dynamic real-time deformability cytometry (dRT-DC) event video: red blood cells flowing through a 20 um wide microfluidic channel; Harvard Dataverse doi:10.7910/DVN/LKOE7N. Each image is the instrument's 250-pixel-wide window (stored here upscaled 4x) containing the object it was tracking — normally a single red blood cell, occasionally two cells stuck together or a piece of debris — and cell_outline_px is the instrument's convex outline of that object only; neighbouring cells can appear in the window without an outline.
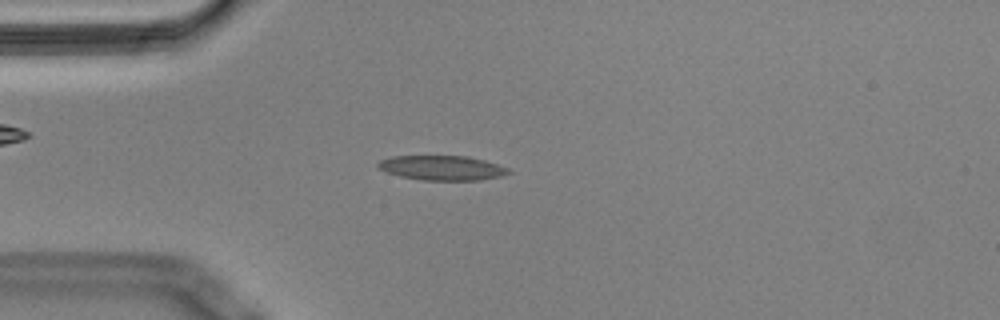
{"species": "Egyptian fruit bat (a non-hibernating species)", "species_latin": "Rousettus aegyptiacus", "temperature_condition": "cold", "stored_images_in_passage": 54, "camera_frame_rate_fps": 3000, "um_per_image_px": 0.085, "animal": {"sex": "male"}, "frame": {"image": 1, "passage_image": 13, "time_ms": 4.0, "image_size_px": [1000, 320], "cell_outline_px": [[512, 172], [500, 176], [480, 180], [420, 180], [400, 176], [376, 168], [376, 164], [380, 160], [392, 156], [468, 156], [484, 160], [508, 168]], "centroid_in_image_um": [37.54, 14.27], "position_along_channel_um": 47.5, "area_um2": 18.73}}
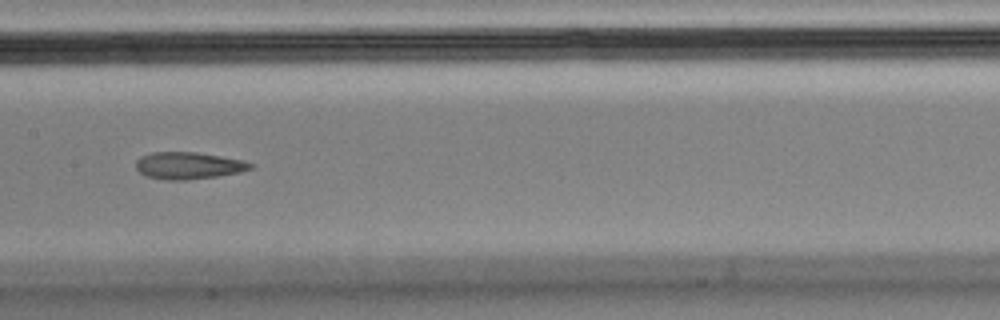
{"frame": {"image": 2, "passage_image": 26, "time_ms": 8.333, "image_size_px": [1000, 320], "cell_outline_px": [[256, 164], [252, 168], [240, 172], [216, 176], [184, 180], [168, 180], [148, 176], [140, 172], [136, 168], [136, 160], [140, 156], [152, 152], [196, 152], [244, 160]], "centroid_in_image_um": [16.04, 14.06], "position_along_channel_um": 191.4, "area_um2": 17.98}}
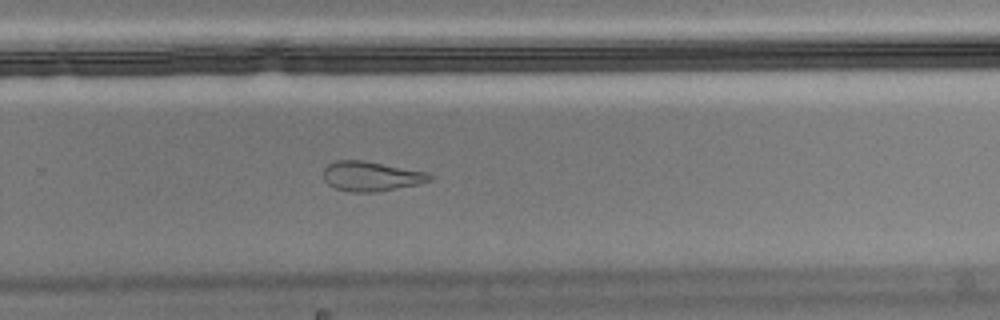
{"frame": {"image": 3, "passage_image": 35, "time_ms": 11.333, "image_size_px": [1000, 320], "cell_outline_px": [[432, 180], [416, 184], [372, 192], [348, 192], [336, 188], [328, 184], [324, 180], [324, 168], [328, 164], [336, 160], [364, 160], [428, 172], [432, 176]], "centroid_in_image_um": [31.52, 14.97], "position_along_channel_um": 298.3, "area_um2": 18.26}, "authors_computed_cell_mechanics": {"area_um2": 18.7561, "velocity_mm_per_s": 3.5818, "shape_relaxation_time_tau1_ms": null, "shape_relaxation_time_tau2_ms": 3.9696, "deformation_change_tau1": null, "deformation_change_tau2": 0.1255}}